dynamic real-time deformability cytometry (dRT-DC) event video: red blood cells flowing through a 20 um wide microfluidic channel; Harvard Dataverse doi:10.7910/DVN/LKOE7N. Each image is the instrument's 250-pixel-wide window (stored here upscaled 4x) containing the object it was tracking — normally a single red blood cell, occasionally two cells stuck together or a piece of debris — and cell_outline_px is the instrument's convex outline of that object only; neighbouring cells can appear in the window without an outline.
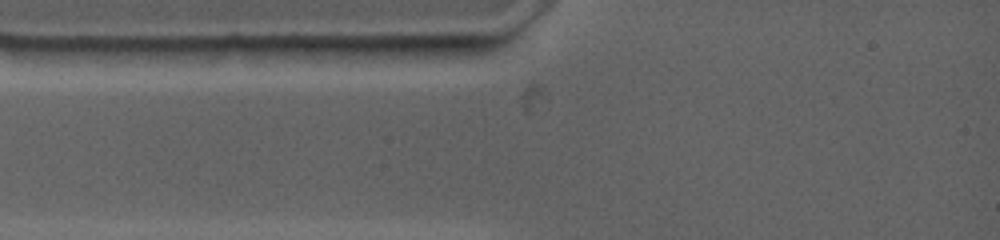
{"species": "common noctule bat (a hibernating species)", "species_latin": "Nyctalus noctula", "temperature_condition": "warm", "stored_images_in_passage": 3, "camera_frame_rate_fps": 4500, "um_per_image_px": 0.085, "animal": {"sex": "female", "body_mass_g": 19.0, "forearm_length_mm": 53.3}, "frame": {"image": 1, "passage_image": 1, "time_ms": 0.0, "image_size_px": [1000, 240], "cell_outline_px": [[436, 48], [428, 64], [384, 64], [312, 56], [280, 48], [296, 44], [436, 44]], "centroid_in_image_um": [31.45, 4.46], "position_along_channel_um": 53.5, "area_um2": 16.99}}